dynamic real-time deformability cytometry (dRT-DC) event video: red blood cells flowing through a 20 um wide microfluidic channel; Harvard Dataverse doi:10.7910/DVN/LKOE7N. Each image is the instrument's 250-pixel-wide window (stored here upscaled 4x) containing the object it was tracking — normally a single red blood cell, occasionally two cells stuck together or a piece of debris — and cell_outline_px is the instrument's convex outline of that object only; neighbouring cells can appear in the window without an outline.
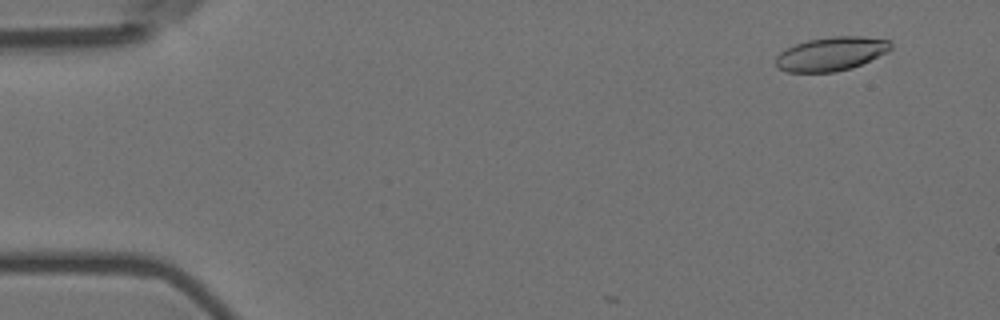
{"species": "Egyptian fruit bat (a non-hibernating species)", "species_latin": "Rousettus aegyptiacus", "temperature_condition": "room temperature", "stored_images_in_passage": 11, "camera_frame_rate_fps": 3000, "um_per_image_px": 0.085, "animal": {"sex": "female"}, "frame": {"image": 1, "passage_image": 5, "time_ms": 1.333, "image_size_px": [1000, 320], "cell_outline_px": [[892, 48], [888, 52], [852, 68], [836, 72], [788, 72], [776, 68], [776, 56], [780, 52], [796, 44], [808, 40], [832, 36], [860, 36], [892, 40]], "centroid_in_image_um": [70.67, 4.58], "position_along_channel_um": 14.3, "area_um2": 22.77}}